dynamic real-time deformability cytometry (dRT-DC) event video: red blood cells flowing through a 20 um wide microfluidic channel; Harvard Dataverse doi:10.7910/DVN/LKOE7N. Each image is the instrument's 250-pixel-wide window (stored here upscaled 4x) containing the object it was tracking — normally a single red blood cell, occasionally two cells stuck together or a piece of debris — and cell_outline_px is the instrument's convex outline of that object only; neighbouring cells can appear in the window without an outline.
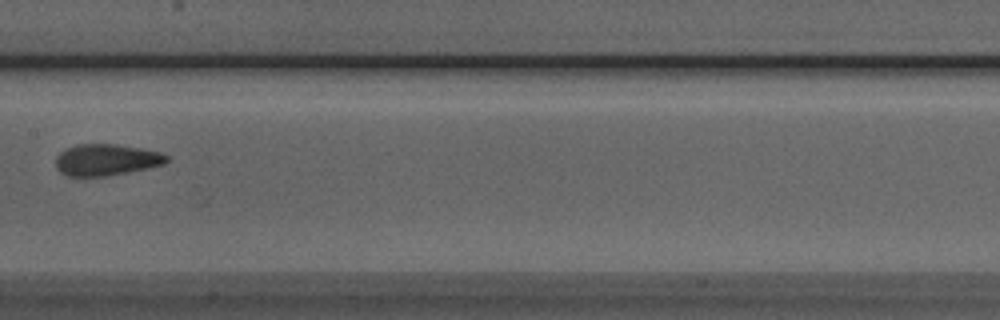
{"species": "Egyptian fruit bat (a non-hibernating species)", "species_latin": "Rousettus aegyptiacus", "temperature_condition": "room temperature", "stored_images_in_passage": 7, "camera_frame_rate_fps": 3000, "um_per_image_px": 0.085, "animal": {"sex": "male"}, "frame": {"image": 1, "passage_image": 7, "time_ms": 7.667, "image_size_px": [1000, 320], "cell_outline_px": [[168, 160], [164, 164], [128, 172], [108, 176], [68, 176], [60, 172], [56, 168], [56, 156], [60, 152], [76, 144], [116, 144], [140, 148], [160, 152], [168, 156]], "centroid_in_image_um": [9.02, 13.58], "position_along_channel_um": 198.4, "area_um2": 20.29}}